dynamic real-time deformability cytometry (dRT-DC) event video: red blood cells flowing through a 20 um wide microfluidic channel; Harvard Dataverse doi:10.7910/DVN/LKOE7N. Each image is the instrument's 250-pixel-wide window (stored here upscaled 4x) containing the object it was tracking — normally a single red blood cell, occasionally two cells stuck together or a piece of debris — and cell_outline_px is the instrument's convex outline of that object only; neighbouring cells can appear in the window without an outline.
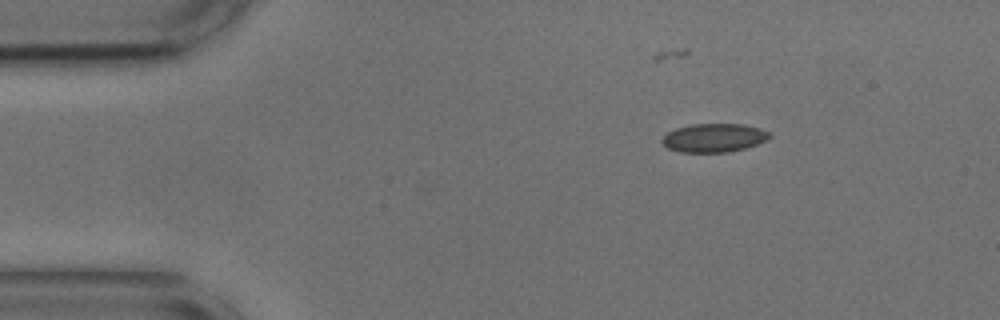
{"species": "common noctule bat (a hibernating species)", "species_latin": "Nyctalus noctula", "temperature_condition": "cold", "stored_images_in_passage": 3, "camera_frame_rate_fps": 3000, "um_per_image_px": 0.085, "animal": {"sex": "male", "body_mass_g": 17.9, "forearm_length_mm": 54.2}, "frame": {"image": 1, "passage_image": 1, "time_ms": 0.0, "image_size_px": [1000, 320], "cell_outline_px": [[772, 136], [768, 140], [744, 148], [728, 152], [680, 152], [668, 148], [660, 140], [668, 132], [676, 128], [692, 124], [744, 124], [760, 128], [768, 132]], "centroid_in_image_um": [60.69, 11.71], "position_along_channel_um": 24.3, "area_um2": 17.86}}